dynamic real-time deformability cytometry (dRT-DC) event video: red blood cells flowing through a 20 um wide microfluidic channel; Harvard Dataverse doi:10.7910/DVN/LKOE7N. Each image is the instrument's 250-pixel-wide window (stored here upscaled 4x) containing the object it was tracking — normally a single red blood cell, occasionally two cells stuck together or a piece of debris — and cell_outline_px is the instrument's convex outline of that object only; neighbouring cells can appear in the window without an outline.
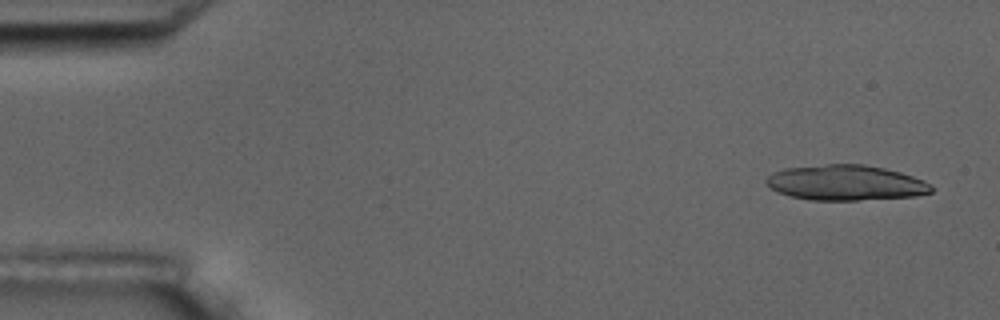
{"species": "common noctule bat (a hibernating species)", "species_latin": "Nyctalus noctula", "temperature_condition": "room temperature", "stored_images_in_passage": 7, "camera_frame_rate_fps": 3000, "um_per_image_px": 0.085, "animal": {"sex": "male", "body_mass_g": 17.5, "forearm_length_mm": 52.3}, "frame": {"image": 1, "passage_image": 1, "time_ms": 0.0, "image_size_px": [1000, 320], "cell_outline_px": [[932, 192], [916, 196], [856, 200], [808, 200], [788, 196], [772, 188], [764, 180], [772, 172], [784, 168], [824, 164], [864, 164], [884, 168], [900, 172], [924, 180], [932, 184]], "centroid_in_image_um": [71.89, 15.53], "position_along_channel_um": 13.1, "area_um2": 34.1}}
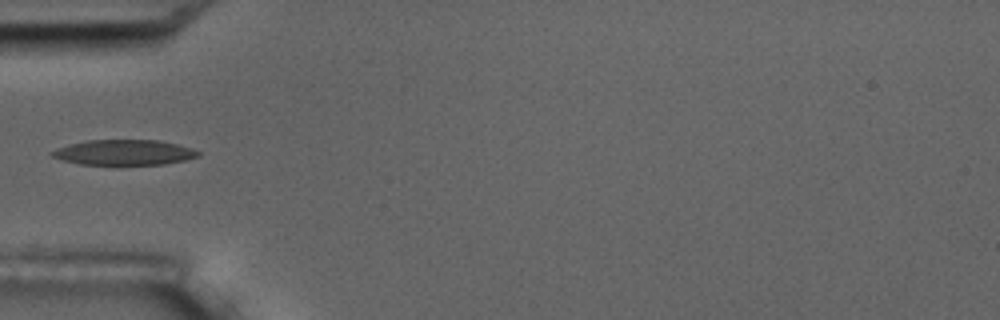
{"frame": {"image": 2, "passage_image": 5, "time_ms": 5.333, "image_size_px": [1000, 320], "cell_outline_px": [[200, 156], [184, 160], [164, 164], [80, 164], [64, 160], [52, 156], [48, 152], [56, 148], [68, 144], [88, 140], [160, 140], [192, 148], [200, 152]], "centroid_in_image_um": [10.54, 12.94], "position_along_channel_um": 74.5, "area_um2": 21.44}}